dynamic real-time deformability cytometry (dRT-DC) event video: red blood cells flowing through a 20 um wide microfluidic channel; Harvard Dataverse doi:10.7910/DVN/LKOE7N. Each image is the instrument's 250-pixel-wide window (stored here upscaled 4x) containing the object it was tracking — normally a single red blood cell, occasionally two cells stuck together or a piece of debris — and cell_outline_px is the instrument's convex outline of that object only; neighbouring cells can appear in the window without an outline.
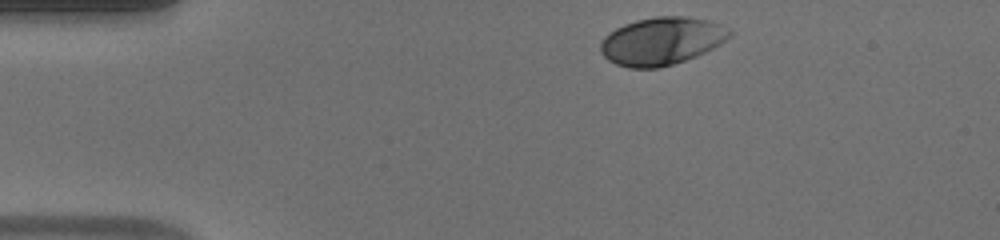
{"species": "human", "species_latin": "Homo sapiens", "temperature_condition": "warm", "stored_images_in_passage": 36, "camera_frame_rate_fps": 3000, "um_per_image_px": 0.085, "donor": {"sex": "male"}, "frame": {"image": 1, "passage_image": 1, "time_ms": 0.0, "image_size_px": [1000, 240], "cell_outline_px": [[696, 52], [680, 60], [668, 64], [648, 68], [636, 68], [620, 64], [612, 60], [604, 52], [604, 40], [612, 32], [628, 24], [644, 20], [688, 20]], "centroid_in_image_um": [55.28, 3.68], "position_along_channel_um": 29.7, "area_um2": 25.43}}
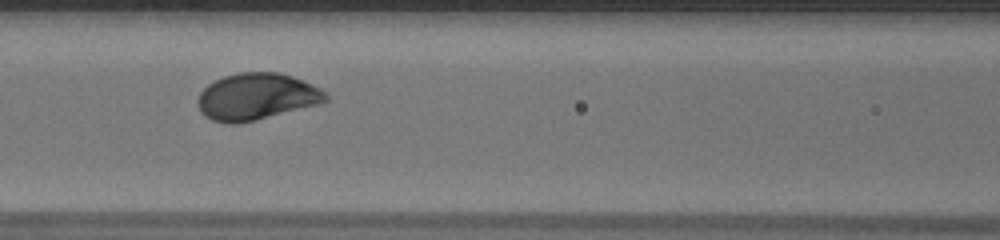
{"frame": {"image": 2, "passage_image": 15, "time_ms": 4.667, "image_size_px": [1000, 240], "cell_outline_px": [[320, 96], [316, 100], [304, 104], [248, 120], [220, 120], [204, 112], [200, 104], [200, 96], [212, 84], [220, 80], [232, 76], [256, 72], [260, 72], [284, 76], [296, 80], [320, 92]], "centroid_in_image_um": [21.63, 8.17], "position_along_channel_um": 145.0, "area_um2": 29.07}}
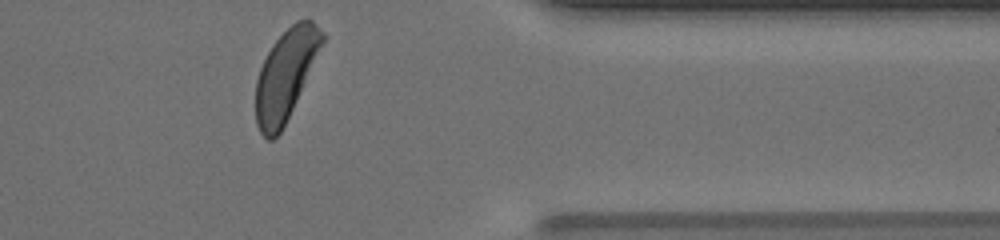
{"frame": {"image": 3, "passage_image": 35, "time_ms": 11.333, "image_size_px": [1000, 240], "cell_outline_px": [[324, 36], [284, 124], [276, 136], [264, 136], [260, 128], [256, 116], [256, 88], [260, 72], [272, 48], [280, 36], [288, 28], [304, 20], [308, 20]], "centroid_in_image_um": [24.23, 6.39], "position_along_channel_um": 387.2, "area_um2": 31.39}, "authors_computed_cell_mechanics": {"area_um2": 28.6688, "velocity_mm_per_s": 3.8567, "shape_relaxation_time_tau1_ms": 1.5137, "shape_relaxation_time_tau2_ms": null, "deformation_change_tau1": 0.1155, "deformation_change_tau2": null}}